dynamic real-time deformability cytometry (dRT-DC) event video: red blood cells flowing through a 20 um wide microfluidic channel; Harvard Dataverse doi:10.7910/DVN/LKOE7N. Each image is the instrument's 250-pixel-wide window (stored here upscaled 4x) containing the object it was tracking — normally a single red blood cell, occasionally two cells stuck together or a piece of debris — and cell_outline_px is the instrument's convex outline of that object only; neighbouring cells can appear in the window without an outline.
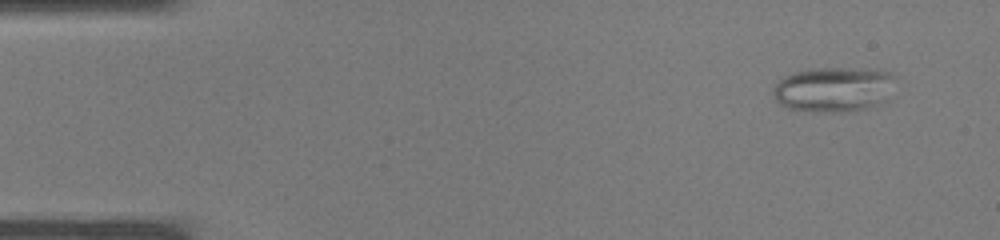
{"species": "common noctule bat (a hibernating species)", "species_latin": "Nyctalus noctula", "temperature_condition": "warm", "stored_images_in_passage": 37, "camera_frame_rate_fps": 3000, "um_per_image_px": 0.085, "animal": {"sex": "male", "body_mass_g": 19.0, "forearm_length_mm": 50.8}, "frame": {"image": 1, "passage_image": 3, "time_ms": 0.667, "image_size_px": [1000, 240], "cell_outline_px": [[896, 76], [888, 100], [884, 104], [868, 108], [840, 112], [812, 112], [788, 108], [780, 104], [776, 100], [772, 92], [776, 80], [792, 72], [808, 68], [876, 68], [888, 72]], "centroid_in_image_um": [70.88, 7.58], "position_along_channel_um": 14.1, "area_um2": 33.0}}
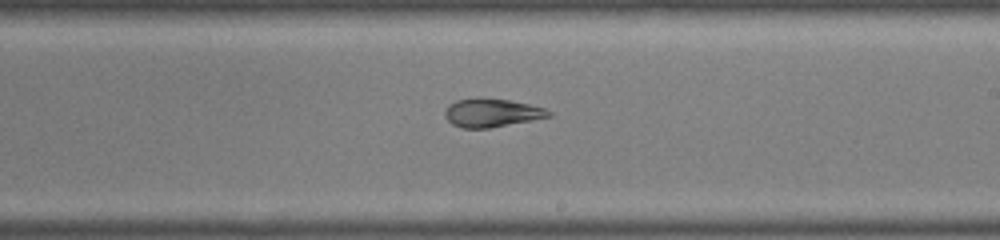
{"frame": {"image": 2, "passage_image": 22, "time_ms": 7.0, "image_size_px": [1000, 240], "cell_outline_px": [[552, 116], [532, 120], [488, 128], [464, 128], [452, 124], [444, 116], [444, 112], [448, 104], [456, 100], [476, 96], [508, 100], [528, 104], [544, 108], [552, 112]], "centroid_in_image_um": [41.76, 9.57], "position_along_channel_um": 247.2, "area_um2": 17.34}}
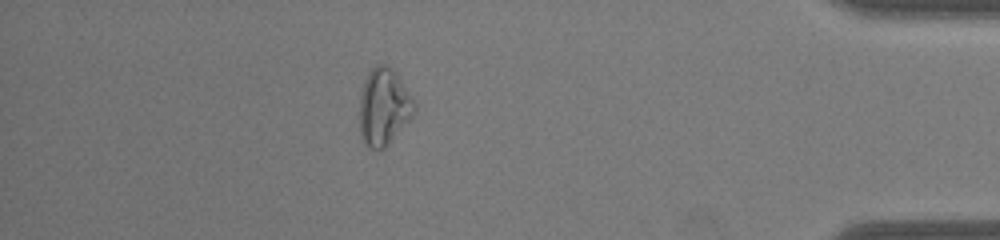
{"frame": {"image": 3, "passage_image": 33, "time_ms": 10.667, "image_size_px": [1000, 240], "cell_outline_px": [[416, 104], [412, 116], [384, 148], [372, 148], [364, 144], [360, 136], [360, 92], [364, 80], [368, 72], [376, 64], [388, 64], [396, 72], [412, 96]], "centroid_in_image_um": [32.6, 9.03], "position_along_channel_um": 402.6, "area_um2": 24.51}}